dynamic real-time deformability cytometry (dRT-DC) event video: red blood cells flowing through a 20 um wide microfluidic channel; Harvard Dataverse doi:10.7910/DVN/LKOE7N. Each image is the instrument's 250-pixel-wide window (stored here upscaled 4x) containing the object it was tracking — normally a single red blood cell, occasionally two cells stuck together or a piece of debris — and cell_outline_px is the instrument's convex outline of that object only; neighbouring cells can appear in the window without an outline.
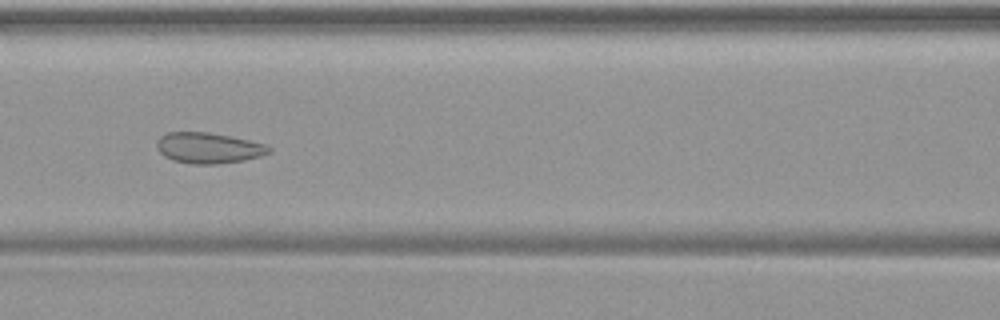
{"species": "common noctule bat (a hibernating species)", "species_latin": "Nyctalus noctula", "temperature_condition": "warm", "stored_images_in_passage": 49, "camera_frame_rate_fps": 3000, "um_per_image_px": 0.085, "animal": {"sex": "female", "body_mass_g": 19.9}, "frame": {"image": 1, "passage_image": 22, "time_ms": 7.0, "image_size_px": [1000, 320], "cell_outline_px": [[272, 152], [260, 156], [244, 160], [216, 164], [192, 164], [172, 160], [164, 156], [156, 148], [156, 140], [160, 136], [168, 132], [208, 132], [232, 136], [268, 144], [272, 148]], "centroid_in_image_um": [17.74, 12.57], "position_along_channel_um": 148.9, "area_um2": 20.4}}
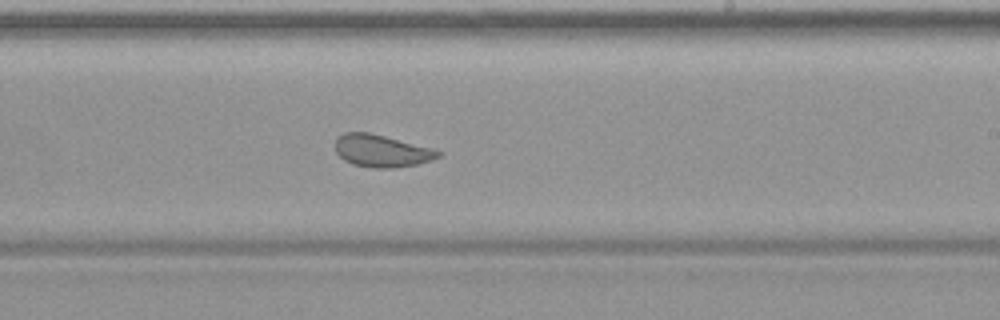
{"frame": {"image": 2, "passage_image": 30, "time_ms": 9.667, "image_size_px": [1000, 320], "cell_outline_px": [[440, 156], [432, 160], [416, 164], [396, 168], [372, 168], [352, 164], [344, 160], [336, 152], [336, 136], [344, 132], [368, 132], [436, 148], [440, 152]], "centroid_in_image_um": [32.44, 12.82], "position_along_channel_um": 256.6, "area_um2": 19.59}}
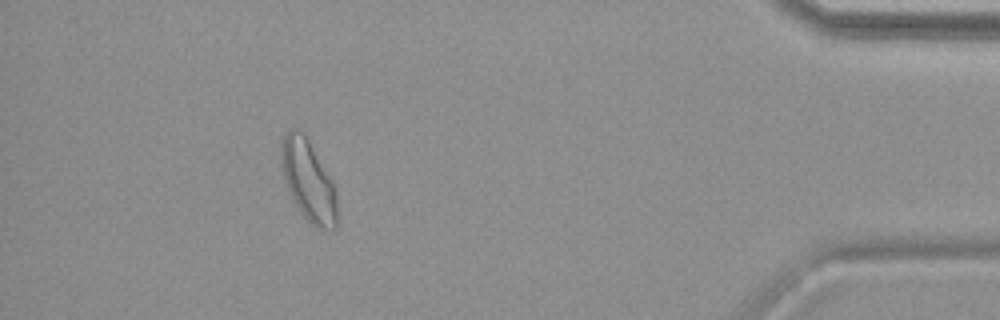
{"frame": {"image": 3, "passage_image": 45, "time_ms": 14.667, "image_size_px": [1000, 320], "cell_outline_px": [[336, 228], [332, 232], [328, 232], [316, 228], [300, 212], [292, 200], [280, 164], [280, 140], [284, 132], [292, 128], [300, 128], [304, 132], [336, 184]], "centroid_in_image_um": [26.21, 15.32], "position_along_channel_um": 409.0, "area_um2": 27.28}}